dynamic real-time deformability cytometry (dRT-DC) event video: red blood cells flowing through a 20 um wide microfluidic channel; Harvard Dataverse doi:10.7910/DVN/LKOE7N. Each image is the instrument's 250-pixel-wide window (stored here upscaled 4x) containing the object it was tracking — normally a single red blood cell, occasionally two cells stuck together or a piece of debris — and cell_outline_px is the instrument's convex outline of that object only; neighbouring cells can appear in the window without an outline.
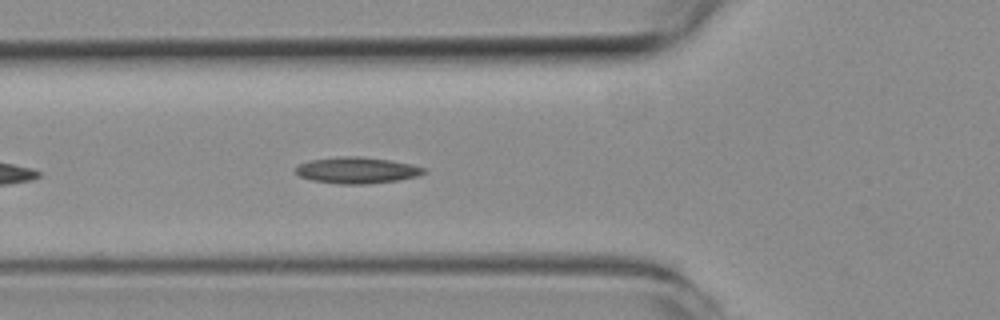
{"species": "common noctule bat (a hibernating species)", "species_latin": "Nyctalus noctula", "temperature_condition": "room temperature", "stored_images_in_passage": 25, "camera_frame_rate_fps": 3000, "um_per_image_px": 0.085, "animal": {"sex": "female", "body_mass_g": 19.3, "forearm_length_mm": 54.1}, "frame": {"image": 1, "passage_image": 6, "time_ms": 1.667, "image_size_px": [1000, 320], "cell_outline_px": [[428, 172], [416, 176], [396, 180], [368, 184], [340, 184], [312, 180], [300, 176], [296, 172], [296, 168], [300, 164], [308, 160], [336, 156], [360, 156], [388, 160], [412, 164], [428, 168]], "centroid_in_image_um": [30.36, 14.46], "position_along_channel_um": 95.4, "area_um2": 19.71}}
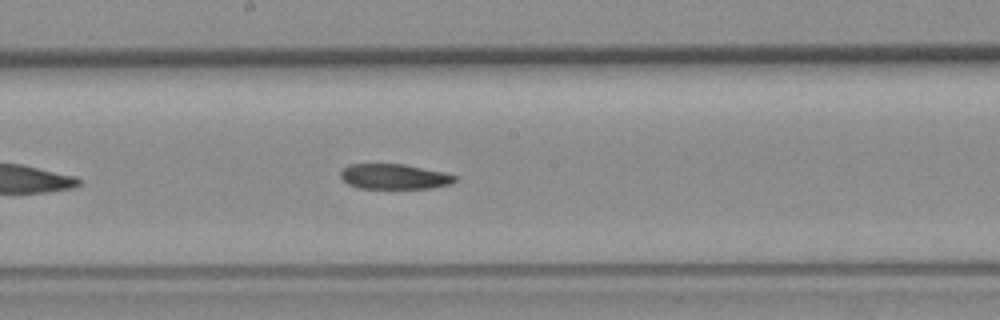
{"frame": {"image": 2, "passage_image": 15, "time_ms": 4.667, "image_size_px": [1000, 320], "cell_outline_px": [[456, 180], [452, 184], [432, 188], [356, 188], [348, 184], [340, 176], [340, 172], [348, 164], [404, 164], [444, 172], [456, 176]], "centroid_in_image_um": [33.51, 15.01], "position_along_channel_um": 214.7, "area_um2": 16.82}}
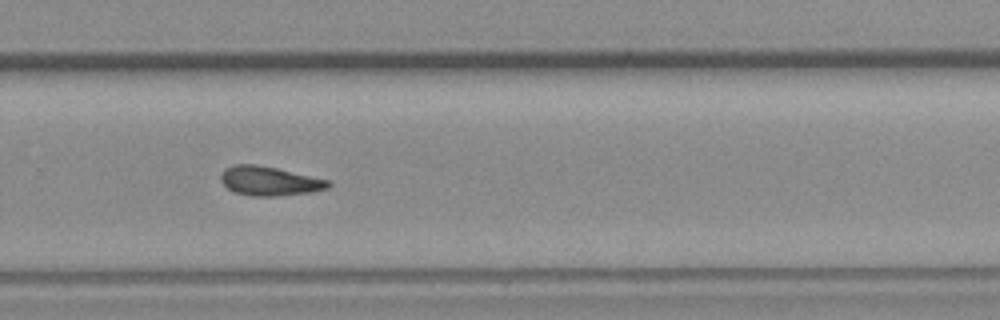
{"frame": {"image": 3, "passage_image": 22, "time_ms": 7.0, "image_size_px": [1000, 320], "cell_outline_px": [[332, 184], [328, 188], [312, 192], [272, 196], [252, 196], [236, 192], [228, 188], [220, 180], [220, 172], [224, 168], [236, 164], [256, 164], [276, 168], [332, 180]], "centroid_in_image_um": [22.92, 15.37], "position_along_channel_um": 306.9, "area_um2": 18.38}}